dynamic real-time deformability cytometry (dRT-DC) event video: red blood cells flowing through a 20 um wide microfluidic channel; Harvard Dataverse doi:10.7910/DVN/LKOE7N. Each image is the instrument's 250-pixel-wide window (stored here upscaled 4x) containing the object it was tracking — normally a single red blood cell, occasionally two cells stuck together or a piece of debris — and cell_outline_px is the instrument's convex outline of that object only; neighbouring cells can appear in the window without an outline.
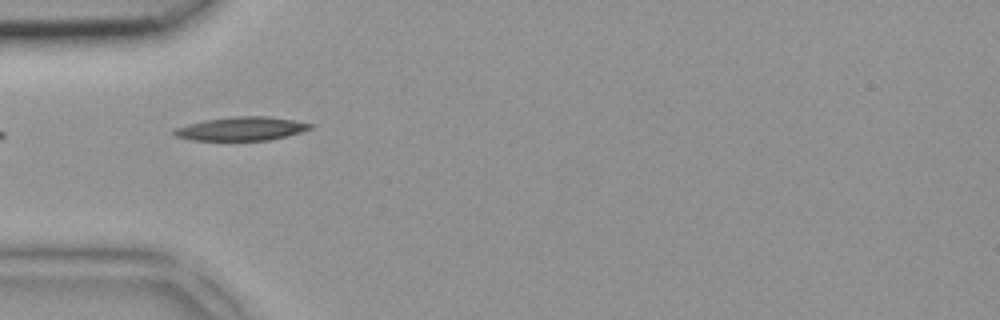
{"species": "common noctule bat (a hibernating species)", "species_latin": "Nyctalus noctula", "temperature_condition": "room temperature", "stored_images_in_passage": 1, "camera_frame_rate_fps": 3000, "um_per_image_px": 0.085, "animal": {"sex": "female", "body_mass_g": 18.4}, "frame": {"image": 1, "passage_image": 1, "time_ms": 0.0, "image_size_px": [1000, 320], "cell_outline_px": [[312, 128], [300, 132], [268, 140], [192, 140], [176, 136], [172, 132], [176, 128], [188, 124], [204, 120], [232, 116], [268, 116], [292, 120], [312, 124]], "centroid_in_image_um": [20.49, 10.93], "position_along_channel_um": 64.5, "area_um2": 18.5}}